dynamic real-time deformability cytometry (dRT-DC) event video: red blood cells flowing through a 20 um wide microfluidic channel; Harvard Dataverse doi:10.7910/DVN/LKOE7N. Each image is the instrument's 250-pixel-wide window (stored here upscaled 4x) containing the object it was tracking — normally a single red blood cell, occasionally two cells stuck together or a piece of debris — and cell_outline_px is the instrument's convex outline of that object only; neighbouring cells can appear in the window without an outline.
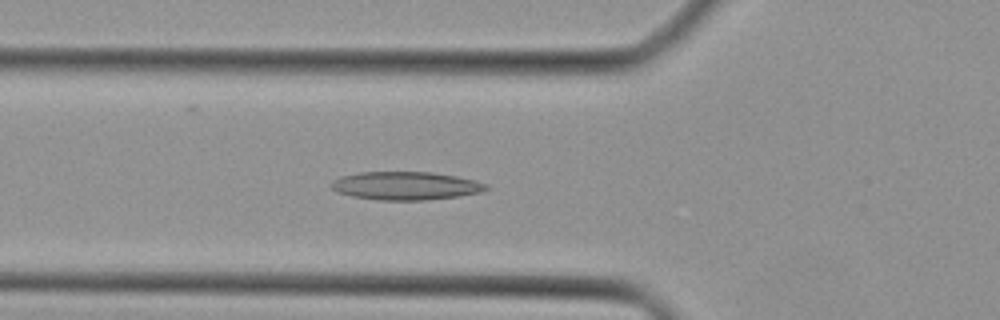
{"species": "Egyptian fruit bat (a non-hibernating species)", "species_latin": "Rousettus aegyptiacus", "temperature_condition": "cold", "stored_images_in_passage": 43, "camera_frame_rate_fps": 3000, "um_per_image_px": 0.085, "animal": {"sex": "female"}, "frame": {"image": 1, "passage_image": 15, "time_ms": 4.667, "image_size_px": [1000, 320], "cell_outline_px": [[488, 188], [484, 192], [460, 196], [428, 200], [380, 200], [352, 196], [336, 192], [328, 184], [332, 180], [340, 176], [360, 172], [432, 172], [456, 176], [476, 180], [488, 184]], "centroid_in_image_um": [34.49, 15.79], "position_along_channel_um": 91.3, "area_um2": 25.78}}
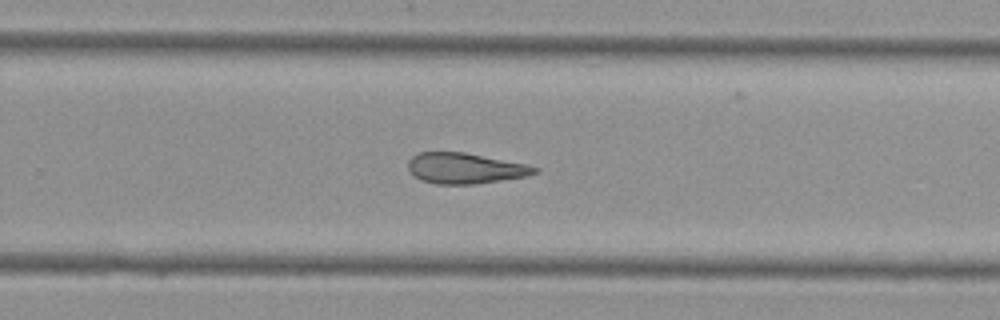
{"frame": {"image": 2, "passage_image": 28, "time_ms": 9.0, "image_size_px": [1000, 320], "cell_outline_px": [[540, 172], [528, 176], [476, 184], [436, 184], [420, 180], [408, 168], [408, 160], [412, 156], [420, 152], [464, 152], [528, 164], [540, 168]], "centroid_in_image_um": [39.58, 14.3], "position_along_channel_um": 290.2, "area_um2": 22.77}}
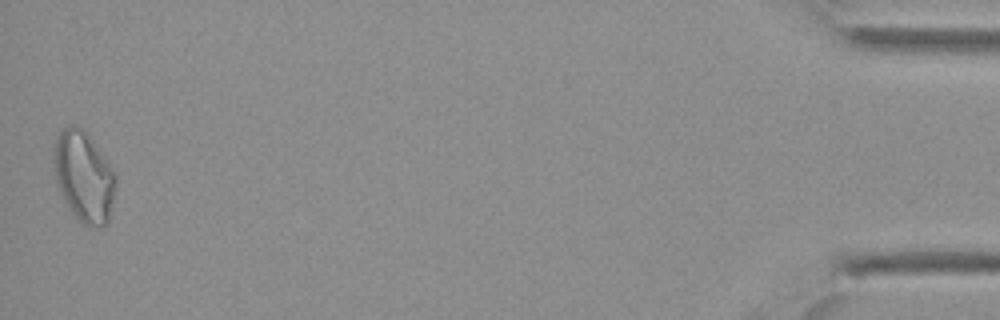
{"frame": {"image": 3, "passage_image": 43, "time_ms": 14.0, "image_size_px": [1000, 320], "cell_outline_px": [[116, 184], [108, 220], [100, 228], [88, 228], [76, 220], [68, 208], [60, 192], [56, 180], [52, 160], [52, 148], [60, 132], [64, 128], [84, 128], [116, 172]], "centroid_in_image_um": [7.12, 15.05], "position_along_channel_um": 428.1, "area_um2": 33.0}}